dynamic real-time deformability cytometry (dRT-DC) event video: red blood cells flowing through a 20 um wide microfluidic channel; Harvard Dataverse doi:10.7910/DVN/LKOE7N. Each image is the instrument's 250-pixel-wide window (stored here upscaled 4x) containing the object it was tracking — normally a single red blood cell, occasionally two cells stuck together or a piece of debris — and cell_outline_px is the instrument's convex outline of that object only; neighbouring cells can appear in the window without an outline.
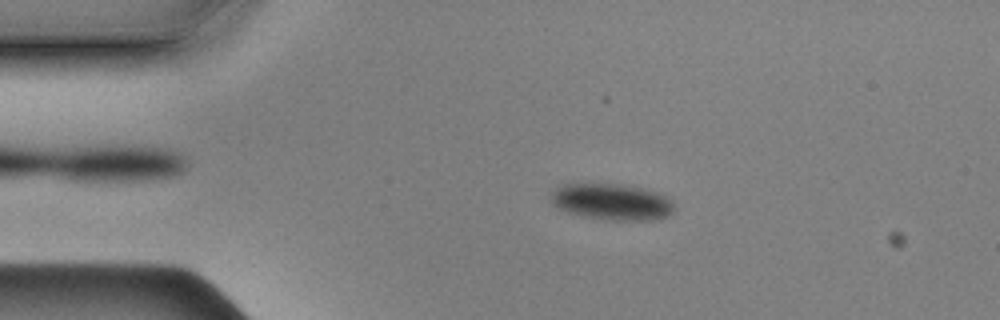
{"species": "Egyptian fruit bat (a non-hibernating species)", "species_latin": "Rousettus aegyptiacus", "temperature_condition": "cold", "stored_images_in_passage": 53, "camera_frame_rate_fps": 3000, "um_per_image_px": 0.085, "animal": {"sex": "male"}, "frame": {"image": 1, "passage_image": 7, "time_ms": 2.0, "image_size_px": [1000, 320], "cell_outline_px": [[672, 212], [664, 216], [652, 220], [604, 220], [580, 216], [556, 208], [548, 200], [552, 192], [556, 188], [564, 184], [624, 184], [644, 188], [656, 192], [664, 196], [672, 204]], "centroid_in_image_um": [51.91, 17.16], "position_along_channel_um": 33.1, "area_um2": 26.13}}
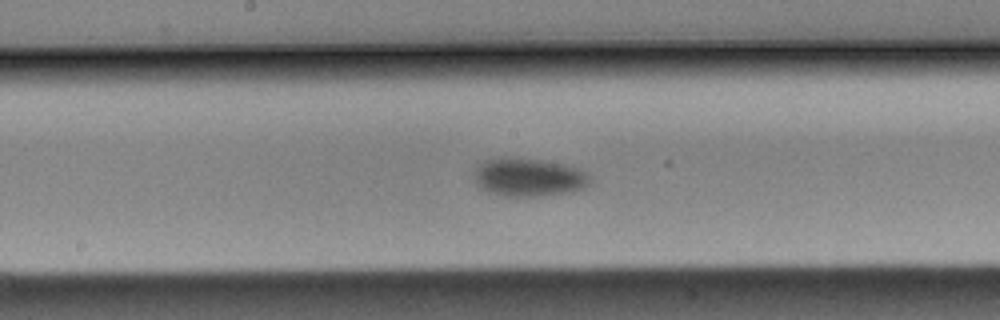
{"frame": {"image": 2, "passage_image": 25, "time_ms": 8.0, "image_size_px": [1000, 320], "cell_outline_px": [[592, 180], [584, 188], [572, 192], [540, 196], [504, 196], [488, 192], [480, 188], [476, 184], [476, 168], [484, 160], [504, 156], [540, 160], [576, 168], [592, 176]], "centroid_in_image_um": [44.93, 15.08], "position_along_channel_um": 203.3, "area_um2": 25.78}}
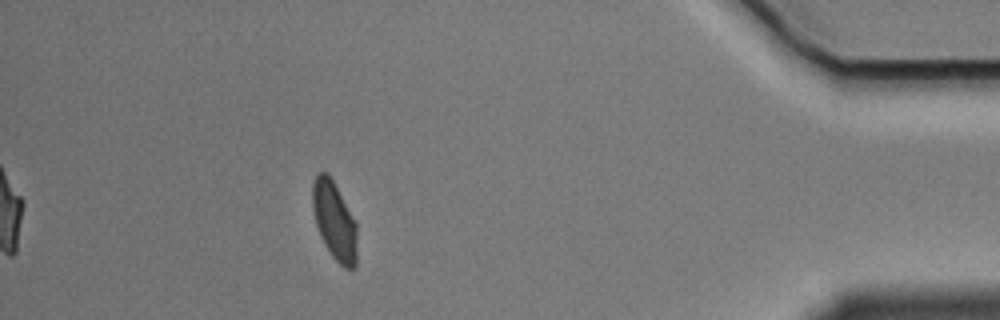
{"frame": {"image": 3, "passage_image": 47, "time_ms": 15.333, "image_size_px": [1000, 320], "cell_outline_px": [[356, 268], [344, 268], [332, 256], [324, 244], [320, 236], [316, 224], [312, 208], [312, 184], [316, 172], [328, 172], [356, 224]], "centroid_in_image_um": [28.39, 18.76], "position_along_channel_um": 406.8, "area_um2": 20.11}, "authors_computed_cell_mechanics": {"area_um2": 24.7384, "velocity_mm_per_s": 3.4871, "shape_relaxation_time_tau1_ms": 3.5805, "shape_relaxation_time_tau2_ms": null, "deformation_change_tau1": 0.0511, "deformation_change_tau2": null}}